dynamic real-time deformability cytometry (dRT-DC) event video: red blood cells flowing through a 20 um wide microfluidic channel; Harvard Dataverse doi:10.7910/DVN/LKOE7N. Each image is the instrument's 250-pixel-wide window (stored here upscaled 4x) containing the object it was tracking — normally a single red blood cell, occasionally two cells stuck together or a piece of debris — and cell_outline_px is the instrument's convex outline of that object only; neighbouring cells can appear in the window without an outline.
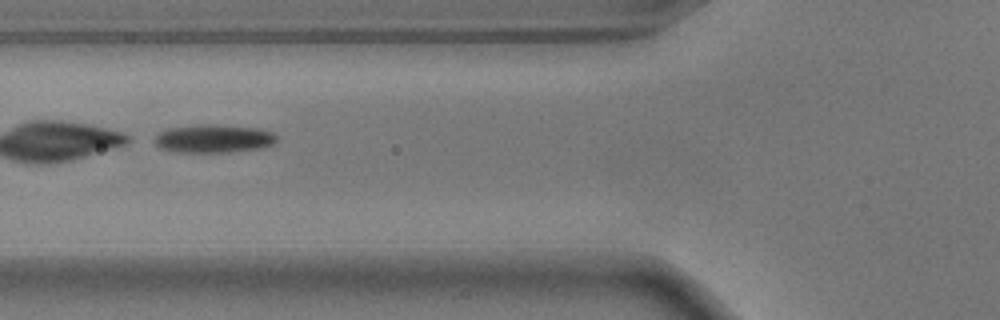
{"species": "common noctule bat (a hibernating species)", "species_latin": "Nyctalus noctula", "temperature_condition": "warm", "stored_images_in_passage": 54, "camera_frame_rate_fps": 3000, "um_per_image_px": 0.085, "animal": {"sex": "male", "body_mass_g": 17.9}, "frame": {"image": 1, "passage_image": 21, "time_ms": 6.667, "image_size_px": [1000, 320], "cell_outline_px": [[276, 140], [272, 144], [264, 148], [228, 152], [180, 152], [160, 148], [148, 140], [160, 132], [168, 128], [200, 124], [212, 124], [260, 128], [272, 132], [276, 136]], "centroid_in_image_um": [18.1, 11.78], "position_along_channel_um": 107.7, "area_um2": 20.4}}
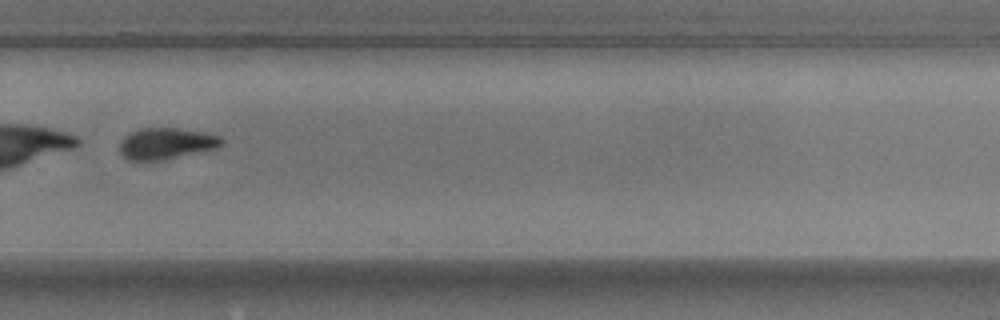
{"frame": {"image": 2, "passage_image": 38, "time_ms": 12.333, "image_size_px": [1000, 320], "cell_outline_px": [[224, 144], [216, 148], [164, 160], [128, 160], [120, 152], [120, 140], [124, 136], [140, 128], [176, 128], [204, 132], [220, 136], [224, 140]], "centroid_in_image_um": [14.14, 12.19], "position_along_channel_um": 315.7, "area_um2": 18.61}}